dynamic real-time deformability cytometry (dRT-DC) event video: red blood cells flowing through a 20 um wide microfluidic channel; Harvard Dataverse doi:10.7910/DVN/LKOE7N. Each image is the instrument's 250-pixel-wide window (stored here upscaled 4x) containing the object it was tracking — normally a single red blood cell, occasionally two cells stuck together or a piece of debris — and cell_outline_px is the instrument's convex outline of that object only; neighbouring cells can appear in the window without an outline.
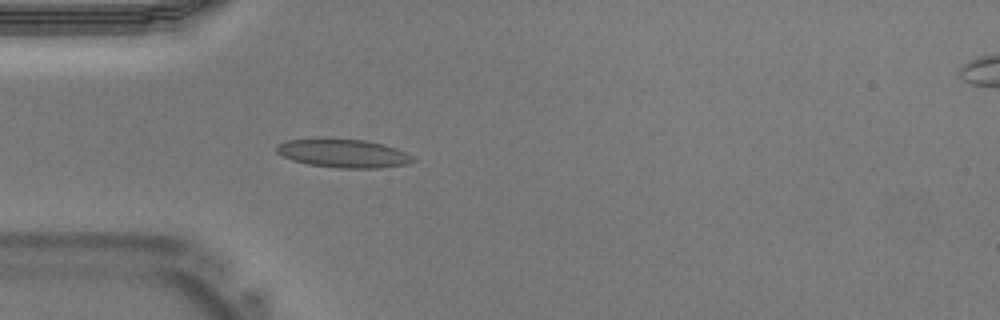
{"species": "Egyptian fruit bat (a non-hibernating species)", "species_latin": "Rousettus aegyptiacus", "temperature_condition": "warm", "stored_images_in_passage": 35, "camera_frame_rate_fps": 3000, "um_per_image_px": 0.085, "animal": {"sex": "male"}, "frame": {"image": 1, "passage_image": 11, "time_ms": 3.333, "image_size_px": [1000, 320], "cell_outline_px": [[416, 160], [404, 164], [380, 168], [340, 168], [308, 164], [292, 160], [276, 152], [276, 144], [288, 140], [368, 140], [384, 144], [396, 148], [412, 156]], "centroid_in_image_um": [29.2, 13.05], "position_along_channel_um": 55.8, "area_um2": 22.08}}